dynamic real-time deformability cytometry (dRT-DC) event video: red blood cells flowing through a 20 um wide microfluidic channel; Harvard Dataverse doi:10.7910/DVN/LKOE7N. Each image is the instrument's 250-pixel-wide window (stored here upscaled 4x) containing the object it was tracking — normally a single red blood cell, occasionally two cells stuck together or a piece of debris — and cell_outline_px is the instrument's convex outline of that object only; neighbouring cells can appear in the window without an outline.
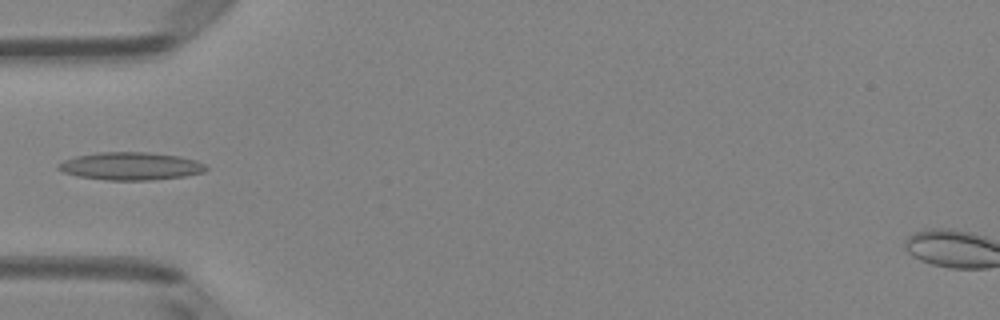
{"species": "Egyptian fruit bat (a non-hibernating species)", "species_latin": "Rousettus aegyptiacus", "temperature_condition": "room temperature", "stored_images_in_passage": 5, "camera_frame_rate_fps": 3000, "um_per_image_px": 0.085, "animal": {"sex": "female"}, "frame": {"image": 1, "passage_image": 4, "time_ms": 1.0, "image_size_px": [1000, 320], "cell_outline_px": [[208, 168], [204, 172], [184, 176], [152, 180], [108, 180], [76, 176], [64, 172], [56, 168], [56, 164], [64, 160], [76, 156], [96, 152], [148, 152], [180, 156], [196, 160], [204, 164]], "centroid_in_image_um": [11.09, 14.11], "position_along_channel_um": 73.9, "area_um2": 24.04}}
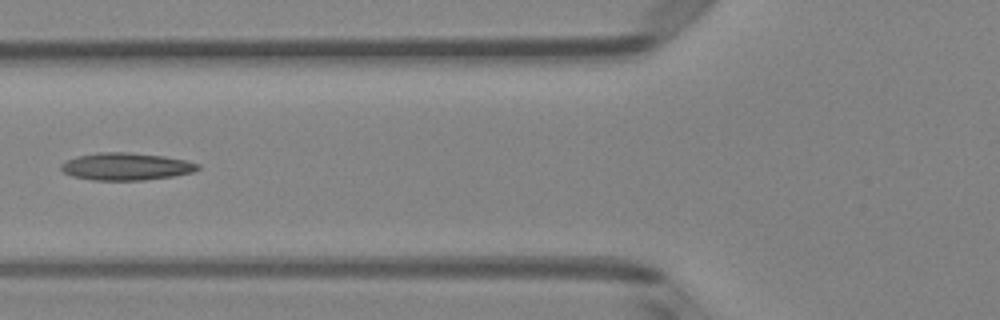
{"frame": {"image": 2, "passage_image": 5, "time_ms": 1.333, "image_size_px": [1000, 320], "cell_outline_px": [[200, 168], [192, 172], [172, 176], [144, 180], [92, 180], [72, 176], [64, 172], [60, 168], [60, 164], [76, 156], [100, 152], [128, 152], [164, 156], [184, 160], [200, 164]], "centroid_in_image_um": [10.7, 14.15], "position_along_channel_um": 115.1, "area_um2": 21.73}}